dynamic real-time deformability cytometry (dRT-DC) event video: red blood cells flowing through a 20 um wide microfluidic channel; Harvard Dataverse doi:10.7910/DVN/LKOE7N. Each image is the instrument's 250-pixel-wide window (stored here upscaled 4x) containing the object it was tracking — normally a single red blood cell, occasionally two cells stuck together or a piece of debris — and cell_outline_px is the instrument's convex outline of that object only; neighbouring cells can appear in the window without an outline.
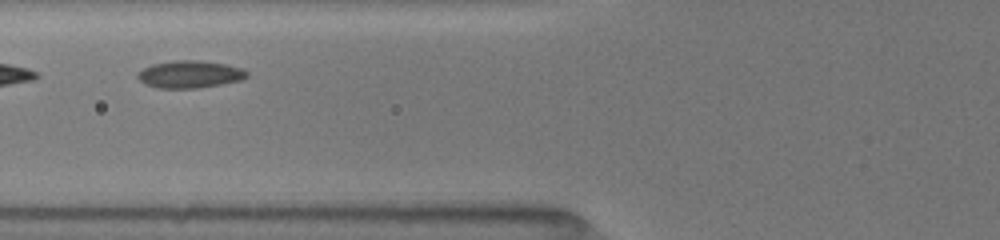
{"species": "common noctule bat (a hibernating species)", "species_latin": "Nyctalus noctula", "temperature_condition": "room temperature", "stored_images_in_passage": 11, "camera_frame_rate_fps": 3000, "um_per_image_px": 0.085, "animal": {"sex": "female", "body_mass_g": 19.5, "forearm_length_mm": 54.1}, "frame": {"image": 1, "passage_image": 4, "time_ms": 1.667, "image_size_px": [1000, 240], "cell_outline_px": [[248, 76], [240, 80], [200, 88], [156, 88], [144, 84], [136, 76], [144, 68], [152, 64], [176, 60], [200, 60], [224, 64], [244, 68], [248, 72]], "centroid_in_image_um": [16.14, 6.31], "position_along_channel_um": 109.7, "area_um2": 17.4}}
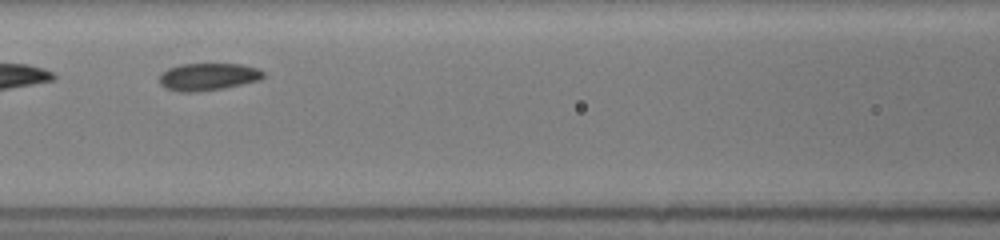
{"frame": {"image": 2, "passage_image": 6, "time_ms": 2.667, "image_size_px": [1000, 240], "cell_outline_px": [[264, 76], [260, 80], [224, 88], [196, 92], [180, 92], [164, 88], [160, 84], [160, 76], [168, 68], [180, 64], [240, 64], [260, 68], [264, 72]], "centroid_in_image_um": [17.7, 6.52], "position_along_channel_um": 148.9, "area_um2": 16.65}}
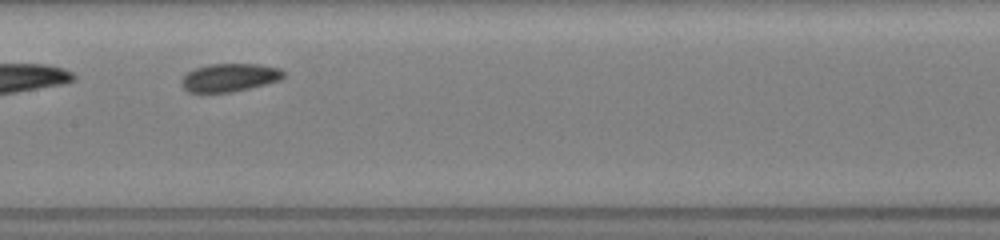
{"frame": {"image": 3, "passage_image": 10, "time_ms": 3.667, "image_size_px": [1000, 240], "cell_outline_px": [[284, 76], [280, 80], [232, 92], [188, 92], [180, 84], [180, 80], [188, 72], [196, 68], [208, 64], [260, 64], [280, 68], [284, 72]], "centroid_in_image_um": [19.5, 6.58], "position_along_channel_um": 187.9, "area_um2": 16.65}}